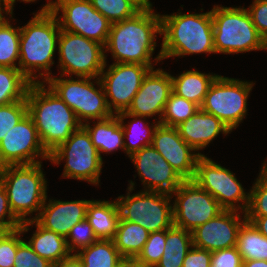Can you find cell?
Instances as JSON below:
<instances>
[{"label": "cell", "mask_w": 267, "mask_h": 267, "mask_svg": "<svg viewBox=\"0 0 267 267\" xmlns=\"http://www.w3.org/2000/svg\"><path fill=\"white\" fill-rule=\"evenodd\" d=\"M23 232L20 228L10 230L0 239V267H14L15 255Z\"/></svg>", "instance_id": "obj_40"}, {"label": "cell", "mask_w": 267, "mask_h": 267, "mask_svg": "<svg viewBox=\"0 0 267 267\" xmlns=\"http://www.w3.org/2000/svg\"><path fill=\"white\" fill-rule=\"evenodd\" d=\"M139 11H153L152 3L149 0H128Z\"/></svg>", "instance_id": "obj_49"}, {"label": "cell", "mask_w": 267, "mask_h": 267, "mask_svg": "<svg viewBox=\"0 0 267 267\" xmlns=\"http://www.w3.org/2000/svg\"><path fill=\"white\" fill-rule=\"evenodd\" d=\"M86 220L92 226L97 239L113 240L120 220L117 201L91 200L87 207Z\"/></svg>", "instance_id": "obj_25"}, {"label": "cell", "mask_w": 267, "mask_h": 267, "mask_svg": "<svg viewBox=\"0 0 267 267\" xmlns=\"http://www.w3.org/2000/svg\"><path fill=\"white\" fill-rule=\"evenodd\" d=\"M45 83H31L27 90V114L32 118L42 146L50 154L82 123L75 112Z\"/></svg>", "instance_id": "obj_2"}, {"label": "cell", "mask_w": 267, "mask_h": 267, "mask_svg": "<svg viewBox=\"0 0 267 267\" xmlns=\"http://www.w3.org/2000/svg\"><path fill=\"white\" fill-rule=\"evenodd\" d=\"M60 32L58 20L53 12H36L26 25L20 27L18 69L31 83H45L51 77L50 68L54 64L53 55ZM39 77L44 80L39 81Z\"/></svg>", "instance_id": "obj_3"}, {"label": "cell", "mask_w": 267, "mask_h": 267, "mask_svg": "<svg viewBox=\"0 0 267 267\" xmlns=\"http://www.w3.org/2000/svg\"><path fill=\"white\" fill-rule=\"evenodd\" d=\"M135 183L130 181L127 196H119L120 218L139 224L148 232L167 230L173 226L172 196L167 193L140 191L130 195Z\"/></svg>", "instance_id": "obj_9"}, {"label": "cell", "mask_w": 267, "mask_h": 267, "mask_svg": "<svg viewBox=\"0 0 267 267\" xmlns=\"http://www.w3.org/2000/svg\"><path fill=\"white\" fill-rule=\"evenodd\" d=\"M4 12L6 15H9L8 10L6 8L5 0H0V22L5 18ZM3 13V15H2Z\"/></svg>", "instance_id": "obj_52"}, {"label": "cell", "mask_w": 267, "mask_h": 267, "mask_svg": "<svg viewBox=\"0 0 267 267\" xmlns=\"http://www.w3.org/2000/svg\"><path fill=\"white\" fill-rule=\"evenodd\" d=\"M8 18L0 22V67L18 69L20 27H13Z\"/></svg>", "instance_id": "obj_33"}, {"label": "cell", "mask_w": 267, "mask_h": 267, "mask_svg": "<svg viewBox=\"0 0 267 267\" xmlns=\"http://www.w3.org/2000/svg\"><path fill=\"white\" fill-rule=\"evenodd\" d=\"M157 34L161 35V17L154 11H139L135 16L112 23L104 50L115 63L152 65Z\"/></svg>", "instance_id": "obj_1"}, {"label": "cell", "mask_w": 267, "mask_h": 267, "mask_svg": "<svg viewBox=\"0 0 267 267\" xmlns=\"http://www.w3.org/2000/svg\"><path fill=\"white\" fill-rule=\"evenodd\" d=\"M92 127L89 121L82 123V126L87 130L91 137L92 144L98 150L102 159L101 153H109L118 149L124 148L123 127L116 114L105 119H98L97 123Z\"/></svg>", "instance_id": "obj_24"}, {"label": "cell", "mask_w": 267, "mask_h": 267, "mask_svg": "<svg viewBox=\"0 0 267 267\" xmlns=\"http://www.w3.org/2000/svg\"><path fill=\"white\" fill-rule=\"evenodd\" d=\"M199 109L200 107L197 104L171 92L159 124L176 127Z\"/></svg>", "instance_id": "obj_34"}, {"label": "cell", "mask_w": 267, "mask_h": 267, "mask_svg": "<svg viewBox=\"0 0 267 267\" xmlns=\"http://www.w3.org/2000/svg\"><path fill=\"white\" fill-rule=\"evenodd\" d=\"M90 201L49 199V203L44 202L35 221L44 229L66 238L75 224L86 219L87 207Z\"/></svg>", "instance_id": "obj_21"}, {"label": "cell", "mask_w": 267, "mask_h": 267, "mask_svg": "<svg viewBox=\"0 0 267 267\" xmlns=\"http://www.w3.org/2000/svg\"><path fill=\"white\" fill-rule=\"evenodd\" d=\"M192 246V232L173 225L166 230L164 252L155 267H182L186 254Z\"/></svg>", "instance_id": "obj_28"}, {"label": "cell", "mask_w": 267, "mask_h": 267, "mask_svg": "<svg viewBox=\"0 0 267 267\" xmlns=\"http://www.w3.org/2000/svg\"><path fill=\"white\" fill-rule=\"evenodd\" d=\"M249 193L246 216H267V161H264L259 176Z\"/></svg>", "instance_id": "obj_36"}, {"label": "cell", "mask_w": 267, "mask_h": 267, "mask_svg": "<svg viewBox=\"0 0 267 267\" xmlns=\"http://www.w3.org/2000/svg\"><path fill=\"white\" fill-rule=\"evenodd\" d=\"M52 12L61 30L82 35L105 46L112 23L94 9L90 0H50L39 10V13ZM58 13L61 15L58 16Z\"/></svg>", "instance_id": "obj_10"}, {"label": "cell", "mask_w": 267, "mask_h": 267, "mask_svg": "<svg viewBox=\"0 0 267 267\" xmlns=\"http://www.w3.org/2000/svg\"><path fill=\"white\" fill-rule=\"evenodd\" d=\"M57 44L60 75L99 78L107 66L104 46L96 41L61 30Z\"/></svg>", "instance_id": "obj_11"}, {"label": "cell", "mask_w": 267, "mask_h": 267, "mask_svg": "<svg viewBox=\"0 0 267 267\" xmlns=\"http://www.w3.org/2000/svg\"><path fill=\"white\" fill-rule=\"evenodd\" d=\"M116 115L119 118L120 123L123 127L124 140H132L131 142H128L127 140L124 141V148L127 156L130 157L133 153L140 151L143 147L151 145L154 130L159 124L158 122H155V124L152 123V126H149L148 121L146 123L144 122L147 117L129 114L126 111L120 112ZM128 117L133 119L130 121L129 124L126 125L124 123V120ZM133 138L134 140L137 139L135 141L139 142H134Z\"/></svg>", "instance_id": "obj_27"}, {"label": "cell", "mask_w": 267, "mask_h": 267, "mask_svg": "<svg viewBox=\"0 0 267 267\" xmlns=\"http://www.w3.org/2000/svg\"><path fill=\"white\" fill-rule=\"evenodd\" d=\"M129 158L138 171L144 191L171 194L184 181L152 145L143 147Z\"/></svg>", "instance_id": "obj_17"}, {"label": "cell", "mask_w": 267, "mask_h": 267, "mask_svg": "<svg viewBox=\"0 0 267 267\" xmlns=\"http://www.w3.org/2000/svg\"><path fill=\"white\" fill-rule=\"evenodd\" d=\"M27 114L26 98L0 106V142Z\"/></svg>", "instance_id": "obj_37"}, {"label": "cell", "mask_w": 267, "mask_h": 267, "mask_svg": "<svg viewBox=\"0 0 267 267\" xmlns=\"http://www.w3.org/2000/svg\"><path fill=\"white\" fill-rule=\"evenodd\" d=\"M212 252L192 246L187 252L182 267H210Z\"/></svg>", "instance_id": "obj_45"}, {"label": "cell", "mask_w": 267, "mask_h": 267, "mask_svg": "<svg viewBox=\"0 0 267 267\" xmlns=\"http://www.w3.org/2000/svg\"><path fill=\"white\" fill-rule=\"evenodd\" d=\"M161 50L155 61L200 53H215L211 10L206 13L179 12L160 15Z\"/></svg>", "instance_id": "obj_4"}, {"label": "cell", "mask_w": 267, "mask_h": 267, "mask_svg": "<svg viewBox=\"0 0 267 267\" xmlns=\"http://www.w3.org/2000/svg\"><path fill=\"white\" fill-rule=\"evenodd\" d=\"M90 2L94 9L111 23L129 19L139 12L128 0H90Z\"/></svg>", "instance_id": "obj_35"}, {"label": "cell", "mask_w": 267, "mask_h": 267, "mask_svg": "<svg viewBox=\"0 0 267 267\" xmlns=\"http://www.w3.org/2000/svg\"><path fill=\"white\" fill-rule=\"evenodd\" d=\"M7 217V219H6ZM0 224L8 231L20 227L21 222L14 216L10 209L6 189L0 181Z\"/></svg>", "instance_id": "obj_44"}, {"label": "cell", "mask_w": 267, "mask_h": 267, "mask_svg": "<svg viewBox=\"0 0 267 267\" xmlns=\"http://www.w3.org/2000/svg\"><path fill=\"white\" fill-rule=\"evenodd\" d=\"M151 145L184 180H193L197 160L204 154L195 153L181 138L176 127L158 124Z\"/></svg>", "instance_id": "obj_18"}, {"label": "cell", "mask_w": 267, "mask_h": 267, "mask_svg": "<svg viewBox=\"0 0 267 267\" xmlns=\"http://www.w3.org/2000/svg\"><path fill=\"white\" fill-rule=\"evenodd\" d=\"M70 238V239H69ZM98 240L92 226L84 219L75 224L66 237V244L71 254L88 247ZM77 250V251H76Z\"/></svg>", "instance_id": "obj_39"}, {"label": "cell", "mask_w": 267, "mask_h": 267, "mask_svg": "<svg viewBox=\"0 0 267 267\" xmlns=\"http://www.w3.org/2000/svg\"><path fill=\"white\" fill-rule=\"evenodd\" d=\"M106 70L104 67L99 78L109 110L112 114L127 111L151 68L142 64L113 63Z\"/></svg>", "instance_id": "obj_15"}, {"label": "cell", "mask_w": 267, "mask_h": 267, "mask_svg": "<svg viewBox=\"0 0 267 267\" xmlns=\"http://www.w3.org/2000/svg\"><path fill=\"white\" fill-rule=\"evenodd\" d=\"M70 78L67 76L65 79L63 75L55 78L51 75L45 83L75 112L81 123L113 115L108 108L100 78L77 77V80L72 76ZM94 83L99 86L98 89Z\"/></svg>", "instance_id": "obj_7"}, {"label": "cell", "mask_w": 267, "mask_h": 267, "mask_svg": "<svg viewBox=\"0 0 267 267\" xmlns=\"http://www.w3.org/2000/svg\"><path fill=\"white\" fill-rule=\"evenodd\" d=\"M242 267H267V261L265 260L244 261Z\"/></svg>", "instance_id": "obj_50"}, {"label": "cell", "mask_w": 267, "mask_h": 267, "mask_svg": "<svg viewBox=\"0 0 267 267\" xmlns=\"http://www.w3.org/2000/svg\"><path fill=\"white\" fill-rule=\"evenodd\" d=\"M217 76L216 74H205L195 70L184 71L178 77L171 75L172 92L201 107L205 95Z\"/></svg>", "instance_id": "obj_26"}, {"label": "cell", "mask_w": 267, "mask_h": 267, "mask_svg": "<svg viewBox=\"0 0 267 267\" xmlns=\"http://www.w3.org/2000/svg\"><path fill=\"white\" fill-rule=\"evenodd\" d=\"M246 219L254 224V226L267 237V216H246Z\"/></svg>", "instance_id": "obj_46"}, {"label": "cell", "mask_w": 267, "mask_h": 267, "mask_svg": "<svg viewBox=\"0 0 267 267\" xmlns=\"http://www.w3.org/2000/svg\"><path fill=\"white\" fill-rule=\"evenodd\" d=\"M44 177L42 162L0 167V181L6 189L10 209L21 223L35 220L47 201ZM34 212H38L35 217L27 218Z\"/></svg>", "instance_id": "obj_5"}, {"label": "cell", "mask_w": 267, "mask_h": 267, "mask_svg": "<svg viewBox=\"0 0 267 267\" xmlns=\"http://www.w3.org/2000/svg\"><path fill=\"white\" fill-rule=\"evenodd\" d=\"M84 267H117L122 258L113 240L98 239L75 253Z\"/></svg>", "instance_id": "obj_31"}, {"label": "cell", "mask_w": 267, "mask_h": 267, "mask_svg": "<svg viewBox=\"0 0 267 267\" xmlns=\"http://www.w3.org/2000/svg\"><path fill=\"white\" fill-rule=\"evenodd\" d=\"M254 84L218 75L200 108L219 118L232 131L246 116L247 100Z\"/></svg>", "instance_id": "obj_12"}, {"label": "cell", "mask_w": 267, "mask_h": 267, "mask_svg": "<svg viewBox=\"0 0 267 267\" xmlns=\"http://www.w3.org/2000/svg\"><path fill=\"white\" fill-rule=\"evenodd\" d=\"M247 11L259 34L267 42V0H254Z\"/></svg>", "instance_id": "obj_42"}, {"label": "cell", "mask_w": 267, "mask_h": 267, "mask_svg": "<svg viewBox=\"0 0 267 267\" xmlns=\"http://www.w3.org/2000/svg\"><path fill=\"white\" fill-rule=\"evenodd\" d=\"M150 232L139 224L120 218L113 242L122 257H137Z\"/></svg>", "instance_id": "obj_29"}, {"label": "cell", "mask_w": 267, "mask_h": 267, "mask_svg": "<svg viewBox=\"0 0 267 267\" xmlns=\"http://www.w3.org/2000/svg\"><path fill=\"white\" fill-rule=\"evenodd\" d=\"M8 232V230L0 224V239L4 236V234H6Z\"/></svg>", "instance_id": "obj_53"}, {"label": "cell", "mask_w": 267, "mask_h": 267, "mask_svg": "<svg viewBox=\"0 0 267 267\" xmlns=\"http://www.w3.org/2000/svg\"><path fill=\"white\" fill-rule=\"evenodd\" d=\"M61 160L66 163L62 177L99 184L103 160L83 126L49 154V161L53 164L59 165Z\"/></svg>", "instance_id": "obj_8"}, {"label": "cell", "mask_w": 267, "mask_h": 267, "mask_svg": "<svg viewBox=\"0 0 267 267\" xmlns=\"http://www.w3.org/2000/svg\"><path fill=\"white\" fill-rule=\"evenodd\" d=\"M30 85L19 69L0 67V106L24 100Z\"/></svg>", "instance_id": "obj_32"}, {"label": "cell", "mask_w": 267, "mask_h": 267, "mask_svg": "<svg viewBox=\"0 0 267 267\" xmlns=\"http://www.w3.org/2000/svg\"><path fill=\"white\" fill-rule=\"evenodd\" d=\"M211 16L215 53L267 50V42L259 34L245 7L214 5Z\"/></svg>", "instance_id": "obj_6"}, {"label": "cell", "mask_w": 267, "mask_h": 267, "mask_svg": "<svg viewBox=\"0 0 267 267\" xmlns=\"http://www.w3.org/2000/svg\"><path fill=\"white\" fill-rule=\"evenodd\" d=\"M166 241V230L151 232L137 258L149 267H155L162 258Z\"/></svg>", "instance_id": "obj_38"}, {"label": "cell", "mask_w": 267, "mask_h": 267, "mask_svg": "<svg viewBox=\"0 0 267 267\" xmlns=\"http://www.w3.org/2000/svg\"><path fill=\"white\" fill-rule=\"evenodd\" d=\"M170 195L176 196L172 206L173 225L190 232L224 210L218 201L194 180H184Z\"/></svg>", "instance_id": "obj_14"}, {"label": "cell", "mask_w": 267, "mask_h": 267, "mask_svg": "<svg viewBox=\"0 0 267 267\" xmlns=\"http://www.w3.org/2000/svg\"><path fill=\"white\" fill-rule=\"evenodd\" d=\"M176 128L181 138L195 151L207 147L219 133L227 135L232 132L219 118L201 108Z\"/></svg>", "instance_id": "obj_22"}, {"label": "cell", "mask_w": 267, "mask_h": 267, "mask_svg": "<svg viewBox=\"0 0 267 267\" xmlns=\"http://www.w3.org/2000/svg\"><path fill=\"white\" fill-rule=\"evenodd\" d=\"M243 260L237 247L212 252L210 267H242Z\"/></svg>", "instance_id": "obj_43"}, {"label": "cell", "mask_w": 267, "mask_h": 267, "mask_svg": "<svg viewBox=\"0 0 267 267\" xmlns=\"http://www.w3.org/2000/svg\"><path fill=\"white\" fill-rule=\"evenodd\" d=\"M171 92V74L159 68L151 69L144 77L140 89L126 112L148 118L158 115L157 122L160 123Z\"/></svg>", "instance_id": "obj_20"}, {"label": "cell", "mask_w": 267, "mask_h": 267, "mask_svg": "<svg viewBox=\"0 0 267 267\" xmlns=\"http://www.w3.org/2000/svg\"><path fill=\"white\" fill-rule=\"evenodd\" d=\"M14 267H53L47 259L40 257L26 241L18 244Z\"/></svg>", "instance_id": "obj_41"}, {"label": "cell", "mask_w": 267, "mask_h": 267, "mask_svg": "<svg viewBox=\"0 0 267 267\" xmlns=\"http://www.w3.org/2000/svg\"><path fill=\"white\" fill-rule=\"evenodd\" d=\"M117 267H149L140 261L137 257H122Z\"/></svg>", "instance_id": "obj_48"}, {"label": "cell", "mask_w": 267, "mask_h": 267, "mask_svg": "<svg viewBox=\"0 0 267 267\" xmlns=\"http://www.w3.org/2000/svg\"><path fill=\"white\" fill-rule=\"evenodd\" d=\"M53 267H84L82 261L76 254H70L67 258L60 260Z\"/></svg>", "instance_id": "obj_47"}, {"label": "cell", "mask_w": 267, "mask_h": 267, "mask_svg": "<svg viewBox=\"0 0 267 267\" xmlns=\"http://www.w3.org/2000/svg\"><path fill=\"white\" fill-rule=\"evenodd\" d=\"M17 1H19V0H17ZM21 1H23V2H34V1H36V0H21ZM15 2H16V0H5V4H6V8H7V10H8V13H9V15H11V17H9V18H12L13 16V5L15 4Z\"/></svg>", "instance_id": "obj_51"}, {"label": "cell", "mask_w": 267, "mask_h": 267, "mask_svg": "<svg viewBox=\"0 0 267 267\" xmlns=\"http://www.w3.org/2000/svg\"><path fill=\"white\" fill-rule=\"evenodd\" d=\"M31 225H36V230L27 242L40 257L54 265L71 254L64 236L44 229L35 220L22 222L19 228L26 233Z\"/></svg>", "instance_id": "obj_23"}, {"label": "cell", "mask_w": 267, "mask_h": 267, "mask_svg": "<svg viewBox=\"0 0 267 267\" xmlns=\"http://www.w3.org/2000/svg\"><path fill=\"white\" fill-rule=\"evenodd\" d=\"M236 210H223L215 218L192 231L193 246L210 252L232 248L237 245L240 226L246 220V213L241 219Z\"/></svg>", "instance_id": "obj_19"}, {"label": "cell", "mask_w": 267, "mask_h": 267, "mask_svg": "<svg viewBox=\"0 0 267 267\" xmlns=\"http://www.w3.org/2000/svg\"><path fill=\"white\" fill-rule=\"evenodd\" d=\"M40 157L49 160L42 146L32 118L26 114L0 142V167L7 165L41 163Z\"/></svg>", "instance_id": "obj_16"}, {"label": "cell", "mask_w": 267, "mask_h": 267, "mask_svg": "<svg viewBox=\"0 0 267 267\" xmlns=\"http://www.w3.org/2000/svg\"><path fill=\"white\" fill-rule=\"evenodd\" d=\"M237 250L244 261H267V237L247 219L242 223L237 235Z\"/></svg>", "instance_id": "obj_30"}, {"label": "cell", "mask_w": 267, "mask_h": 267, "mask_svg": "<svg viewBox=\"0 0 267 267\" xmlns=\"http://www.w3.org/2000/svg\"><path fill=\"white\" fill-rule=\"evenodd\" d=\"M193 180L210 193L224 210L247 212L250 193L244 191L233 172L211 158L205 155L198 158Z\"/></svg>", "instance_id": "obj_13"}]
</instances>
